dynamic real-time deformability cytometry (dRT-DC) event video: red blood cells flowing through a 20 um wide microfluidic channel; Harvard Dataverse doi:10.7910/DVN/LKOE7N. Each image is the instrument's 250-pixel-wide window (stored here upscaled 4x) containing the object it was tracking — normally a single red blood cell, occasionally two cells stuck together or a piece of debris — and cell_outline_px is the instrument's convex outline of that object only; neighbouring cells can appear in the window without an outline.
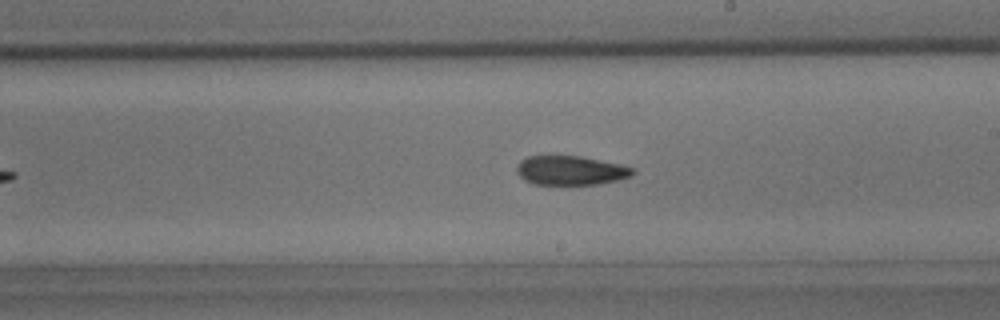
{"species": "common noctule bat (a hibernating species)", "species_latin": "Nyctalus noctula", "temperature_condition": "room temperature", "stored_images_in_passage": 32, "camera_frame_rate_fps": 3000, "um_per_image_px": 0.085, "animal": {"sex": "male", "body_mass_g": 15.6}, "frame": {"image": 1, "passage_image": 18, "time_ms": 5.667, "image_size_px": [1000, 320], "cell_outline_px": [[636, 172], [632, 176], [620, 180], [596, 184], [532, 184], [524, 180], [516, 172], [516, 168], [520, 160], [528, 156], [580, 156], [620, 164], [636, 168]], "centroid_in_image_um": [48.53, 14.49], "position_along_channel_um": 240.5, "area_um2": 19.88}}